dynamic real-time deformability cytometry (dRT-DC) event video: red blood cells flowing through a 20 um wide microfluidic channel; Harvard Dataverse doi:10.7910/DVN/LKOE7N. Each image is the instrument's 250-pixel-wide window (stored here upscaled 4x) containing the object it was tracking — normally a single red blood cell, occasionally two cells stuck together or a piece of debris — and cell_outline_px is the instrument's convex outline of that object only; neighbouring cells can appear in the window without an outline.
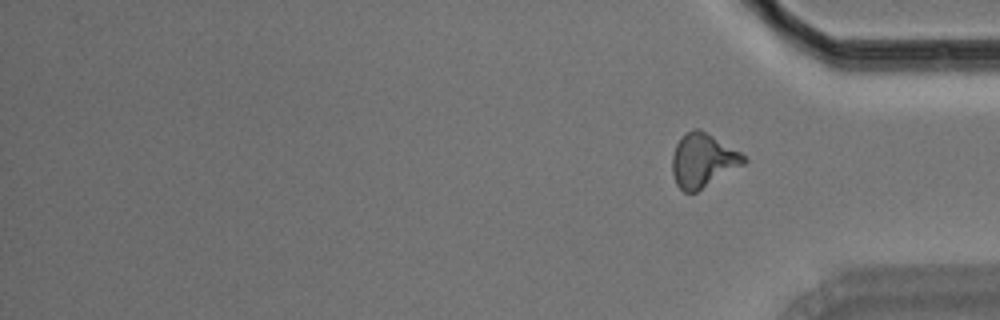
{"species": "Egyptian fruit bat (a non-hibernating species)", "species_latin": "Rousettus aegyptiacus", "temperature_condition": "room temperature", "stored_images_in_passage": 14, "segment_of_instrument_passage": [2, 2], "camera_frame_rate_fps": 3000, "um_per_image_px": 0.085, "animal": {"sex": "male"}, "frame": {"image": 1, "passage_image": 14, "time_ms": 4.333, "image_size_px": [1000, 320], "cell_outline_px": [[748, 160], [744, 164], [696, 192], [684, 192], [676, 184], [672, 172], [672, 156], [676, 144], [692, 128], [700, 128], [740, 152]], "centroid_in_image_um": [59.73, 13.63], "position_along_channel_um": 375.5, "area_um2": 22.14}}